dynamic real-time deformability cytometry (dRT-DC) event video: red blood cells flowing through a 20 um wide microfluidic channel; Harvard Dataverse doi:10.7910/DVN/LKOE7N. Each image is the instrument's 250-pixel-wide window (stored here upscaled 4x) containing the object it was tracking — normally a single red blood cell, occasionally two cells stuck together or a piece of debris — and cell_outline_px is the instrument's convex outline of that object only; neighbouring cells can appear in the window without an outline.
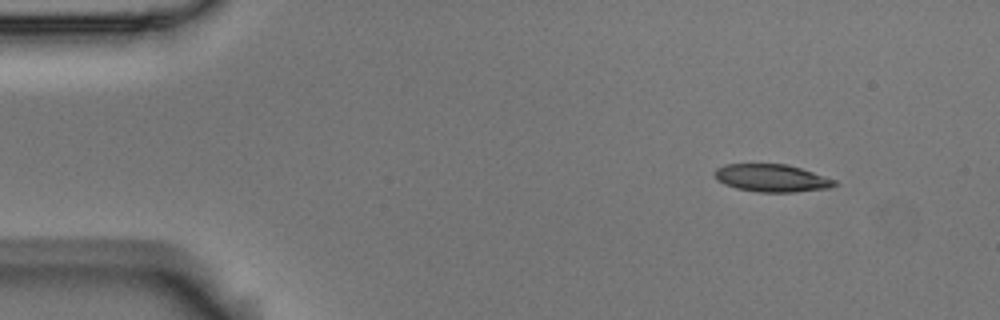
{"species": "Egyptian fruit bat (a non-hibernating species)", "species_latin": "Rousettus aegyptiacus", "temperature_condition": "room temperature", "stored_images_in_passage": 8, "camera_frame_rate_fps": 3000, "um_per_image_px": 0.085, "animal": {"sex": "male"}, "frame": {"image": 1, "passage_image": 1, "time_ms": 0.0, "image_size_px": [1000, 320], "cell_outline_px": [[840, 184], [832, 188], [792, 192], [756, 192], [736, 188], [724, 184], [716, 180], [712, 172], [716, 168], [724, 164], [788, 164], [836, 180]], "centroid_in_image_um": [65.58, 15.14], "position_along_channel_um": 19.4, "area_um2": 19.54}}
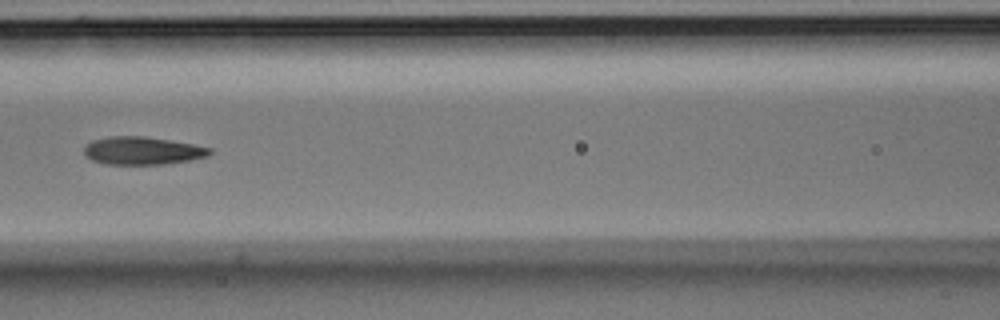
{"frame": {"image": 2, "passage_image": 5, "time_ms": 1.333, "image_size_px": [1000, 320], "cell_outline_px": [[212, 152], [208, 156], [192, 160], [164, 164], [104, 164], [92, 160], [84, 156], [84, 148], [92, 140], [108, 136], [144, 136], [192, 144], [212, 148]], "centroid_in_image_um": [12.09, 12.81], "position_along_channel_um": 154.5, "area_um2": 20.46}}
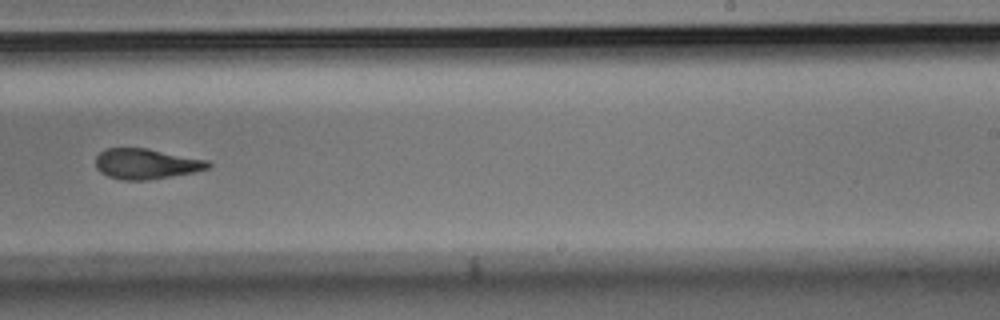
{"frame": {"image": 3, "passage_image": 8, "time_ms": 2.333, "image_size_px": [1000, 320], "cell_outline_px": [[212, 164], [208, 168], [196, 172], [148, 180], [124, 180], [108, 176], [100, 172], [96, 168], [96, 156], [100, 152], [108, 148], [148, 148], [208, 160]], "centroid_in_image_um": [12.44, 13.92], "position_along_channel_um": 276.6, "area_um2": 20.0}}